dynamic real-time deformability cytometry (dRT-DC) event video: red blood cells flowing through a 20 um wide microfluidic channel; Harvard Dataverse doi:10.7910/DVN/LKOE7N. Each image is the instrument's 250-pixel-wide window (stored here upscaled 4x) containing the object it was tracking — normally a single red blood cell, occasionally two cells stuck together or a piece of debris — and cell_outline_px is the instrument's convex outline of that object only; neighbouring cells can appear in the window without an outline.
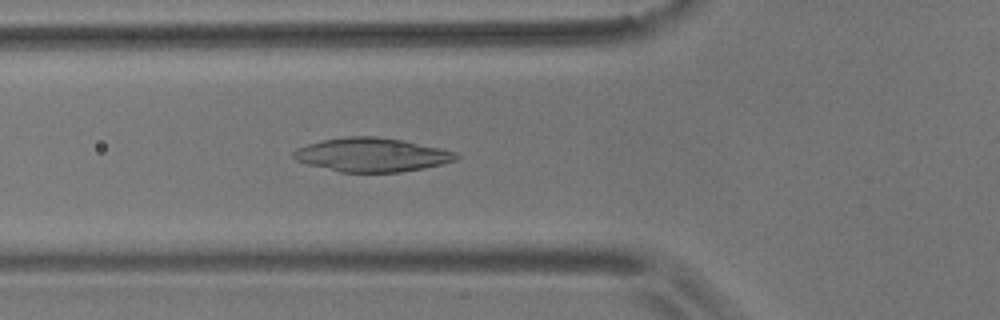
{"species": "common noctule bat (a hibernating species)", "species_latin": "Nyctalus noctula", "temperature_condition": "room temperature", "stored_images_in_passage": 53, "camera_frame_rate_fps": 3000, "um_per_image_px": 0.085, "animal": {"sex": "male", "body_mass_g": 17.9}, "frame": {"image": 1, "passage_image": 18, "time_ms": 5.667, "image_size_px": [1000, 320], "cell_outline_px": [[460, 156], [456, 160], [444, 164], [424, 168], [400, 172], [340, 172], [308, 164], [296, 160], [292, 156], [292, 152], [296, 148], [308, 144], [324, 140], [344, 136], [376, 136], [404, 140], [440, 148], [456, 152]], "centroid_in_image_um": [31.62, 13.15], "position_along_channel_um": 94.2, "area_um2": 32.14}}
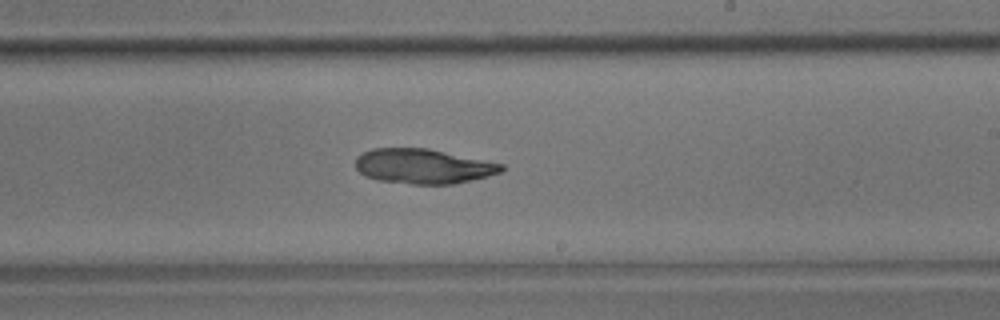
{"frame": {"image": 2, "passage_image": 31, "time_ms": 10.0, "image_size_px": [1000, 320], "cell_outline_px": [[504, 168], [500, 172], [488, 176], [472, 180], [452, 184], [412, 184], [376, 180], [364, 176], [356, 168], [356, 156], [372, 148], [428, 148], [504, 164]], "centroid_in_image_um": [35.95, 14.13], "position_along_channel_um": 253.1, "area_um2": 29.65}}
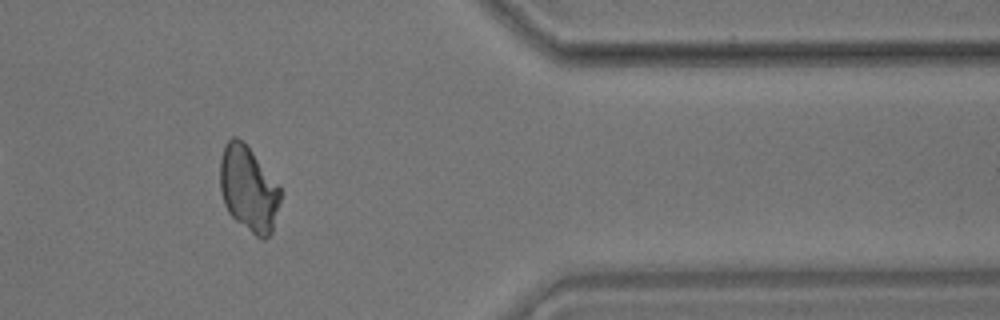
{"frame": {"image": 3, "passage_image": 44, "time_ms": 14.333, "image_size_px": [1000, 320], "cell_outline_px": [[284, 192], [272, 232], [264, 240], [260, 240], [236, 220], [228, 212], [224, 204], [220, 188], [220, 160], [224, 144], [232, 136], [236, 136], [248, 144]], "centroid_in_image_um": [21.15, 16.04], "position_along_channel_um": 390.2, "area_um2": 30.75}}